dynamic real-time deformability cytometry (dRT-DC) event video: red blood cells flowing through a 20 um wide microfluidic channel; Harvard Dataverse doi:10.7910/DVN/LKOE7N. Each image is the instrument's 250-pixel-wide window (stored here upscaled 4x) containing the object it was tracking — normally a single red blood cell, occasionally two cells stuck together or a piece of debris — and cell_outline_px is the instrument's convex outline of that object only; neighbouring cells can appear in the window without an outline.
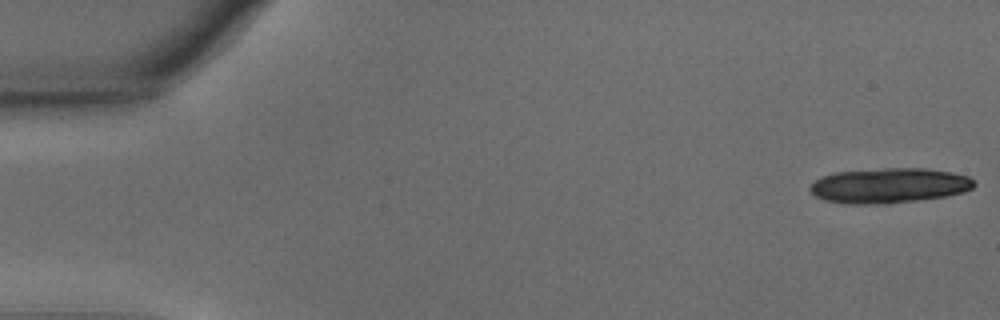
{"species": "common noctule bat (a hibernating species)", "species_latin": "Nyctalus noctula", "temperature_condition": "warm", "stored_images_in_passage": 19, "camera_frame_rate_fps": 3000, "um_per_image_px": 0.085, "animal": {"sex": "male", "body_mass_g": 15.6}, "frame": {"image": 1, "passage_image": 1, "time_ms": 0.0, "image_size_px": [1000, 320], "cell_outline_px": [[976, 184], [972, 188], [964, 192], [944, 196], [920, 200], [888, 204], [848, 204], [824, 200], [816, 196], [808, 188], [820, 176], [836, 172], [884, 168], [924, 168], [952, 172], [968, 176]], "centroid_in_image_um": [75.57, 15.77], "position_along_channel_um": 9.4, "area_um2": 33.64}}